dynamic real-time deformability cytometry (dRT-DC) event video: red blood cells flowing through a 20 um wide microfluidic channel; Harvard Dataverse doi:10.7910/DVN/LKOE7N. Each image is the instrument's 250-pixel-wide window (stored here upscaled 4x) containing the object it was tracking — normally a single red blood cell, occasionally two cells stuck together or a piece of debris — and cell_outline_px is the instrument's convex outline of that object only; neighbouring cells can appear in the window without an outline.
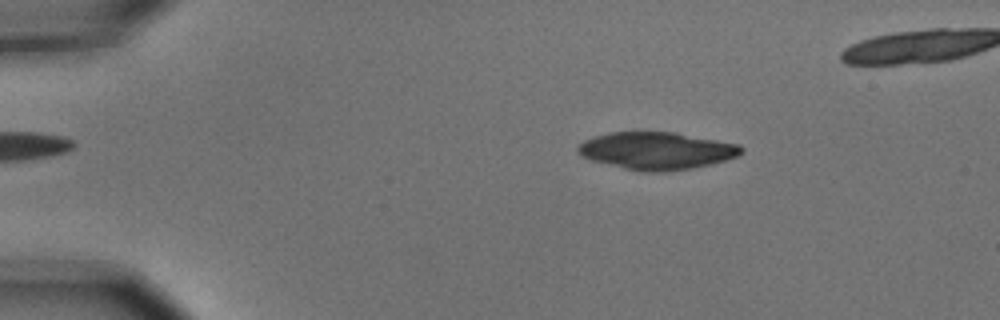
{"species": "common noctule bat (a hibernating species)", "species_latin": "Nyctalus noctula", "temperature_condition": "cold", "stored_images_in_passage": 4, "camera_frame_rate_fps": 3000, "um_per_image_px": 0.085, "animal": {"sex": "male", "body_mass_g": 15.6}, "frame": {"image": 1, "passage_image": 1, "time_ms": 0.0, "image_size_px": [1000, 320], "cell_outline_px": [[744, 152], [736, 156], [712, 164], [692, 168], [668, 172], [640, 172], [592, 160], [584, 156], [576, 148], [584, 140], [592, 136], [608, 132], [676, 132], [740, 144], [744, 148]], "centroid_in_image_um": [55.85, 12.81], "position_along_channel_um": 29.2, "area_um2": 35.72}}